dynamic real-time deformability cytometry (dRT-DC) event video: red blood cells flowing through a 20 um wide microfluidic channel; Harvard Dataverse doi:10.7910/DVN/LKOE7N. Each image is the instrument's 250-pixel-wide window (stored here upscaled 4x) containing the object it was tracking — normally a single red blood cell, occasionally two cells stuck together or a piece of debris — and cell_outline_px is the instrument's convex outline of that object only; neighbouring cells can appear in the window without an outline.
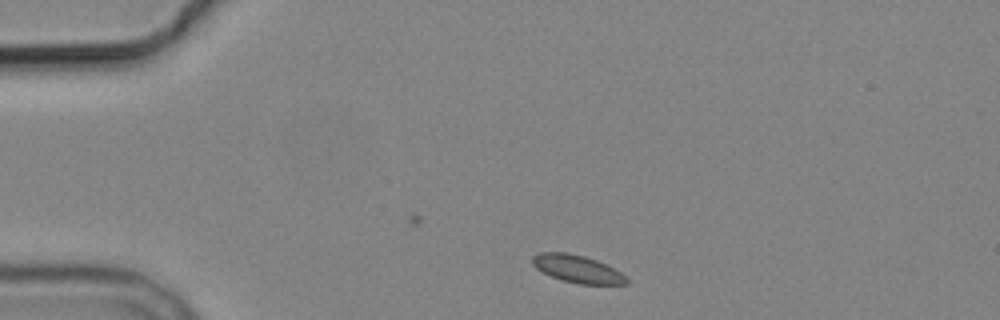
{"species": "common noctule bat (a hibernating species)", "species_latin": "Nyctalus noctula", "temperature_condition": "cold", "stored_images_in_passage": 2, "camera_frame_rate_fps": 3000, "um_per_image_px": 0.085, "animal": {"sex": "male", "body_mass_g": 19.2, "forearm_length_mm": 51.8}, "frame": {"image": 1, "passage_image": 1, "time_ms": 0.0, "image_size_px": [1000, 320], "cell_outline_px": [[628, 284], [580, 284], [560, 280], [536, 268], [532, 264], [532, 256], [540, 252], [568, 252], [584, 256], [596, 260], [620, 272], [628, 280]], "centroid_in_image_um": [49.04, 22.85], "position_along_channel_um": 36.0, "area_um2": 14.97}}